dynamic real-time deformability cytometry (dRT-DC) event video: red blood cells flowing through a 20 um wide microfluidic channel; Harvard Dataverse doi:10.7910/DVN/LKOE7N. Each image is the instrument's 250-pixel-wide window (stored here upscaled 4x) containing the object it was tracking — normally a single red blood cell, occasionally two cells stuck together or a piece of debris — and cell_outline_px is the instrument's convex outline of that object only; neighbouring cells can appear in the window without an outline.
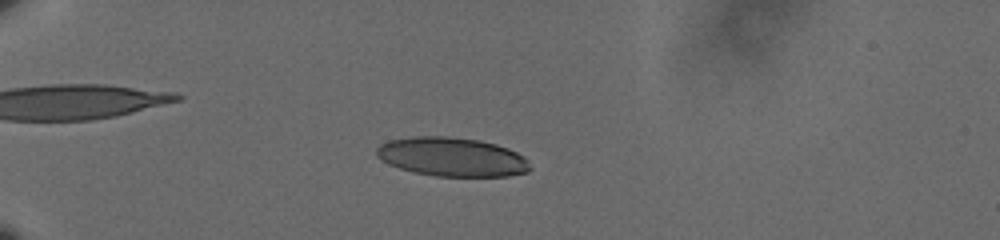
{"species": "human", "species_latin": "Homo sapiens", "temperature_condition": "cold", "stored_images_in_passage": 61, "camera_frame_rate_fps": 3000, "um_per_image_px": 0.085, "donor": {"sex": "male"}, "frame": {"image": 1, "passage_image": 19, "time_ms": 6.0, "image_size_px": [1000, 240], "cell_outline_px": [[532, 168], [528, 172], [508, 176], [436, 176], [412, 172], [388, 164], [376, 156], [376, 148], [380, 144], [388, 140], [412, 136], [448, 136], [480, 140], [496, 144], [508, 148], [524, 156], [528, 160]], "centroid_in_image_um": [38.41, 13.33], "position_along_channel_um": 46.6, "area_um2": 35.2}}
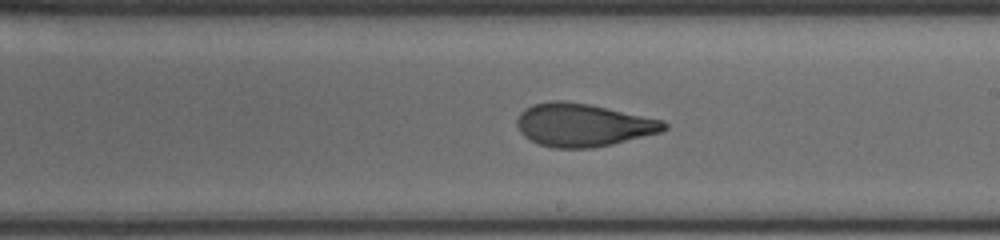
{"frame": {"image": 2, "passage_image": 39, "time_ms": 12.667, "image_size_px": [1000, 240], "cell_outline_px": [[668, 128], [660, 132], [612, 144], [592, 148], [552, 148], [540, 144], [524, 136], [520, 132], [516, 124], [516, 120], [520, 112], [524, 108], [532, 104], [552, 100], [560, 100], [588, 104], [664, 120], [668, 124]], "centroid_in_image_um": [49.53, 10.62], "position_along_channel_um": 239.5, "area_um2": 36.82}}
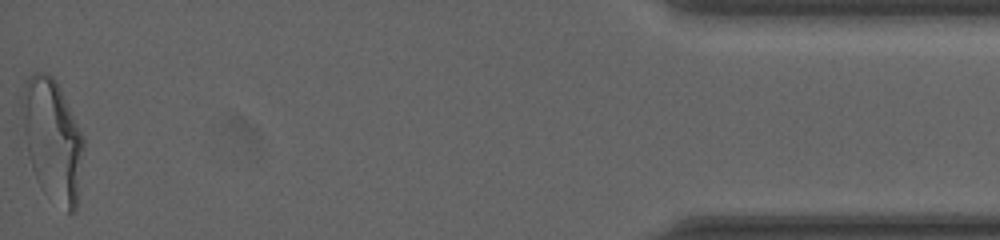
{"frame": {"image": 3, "passage_image": 61, "time_ms": 20.0, "image_size_px": [1000, 240], "cell_outline_px": [[84, 148], [76, 212], [68, 212], [36, 176], [32, 168], [28, 156], [24, 132], [20, 100], [24, 84], [32, 72], [44, 72], [52, 76], [56, 80], [84, 136]], "centroid_in_image_um": [4.47, 11.76], "position_along_channel_um": 430.7, "area_um2": 42.89}, "authors_computed_cell_mechanics": {"area_um2": 36.5874, "velocity_mm_per_s": 3.6073, "shape_relaxation_time_tau1_ms": 8.2782, "shape_relaxation_time_tau2_ms": 1.3792, "deformation_change_tau1": 0.2437, "deformation_change_tau2": 0.084}}